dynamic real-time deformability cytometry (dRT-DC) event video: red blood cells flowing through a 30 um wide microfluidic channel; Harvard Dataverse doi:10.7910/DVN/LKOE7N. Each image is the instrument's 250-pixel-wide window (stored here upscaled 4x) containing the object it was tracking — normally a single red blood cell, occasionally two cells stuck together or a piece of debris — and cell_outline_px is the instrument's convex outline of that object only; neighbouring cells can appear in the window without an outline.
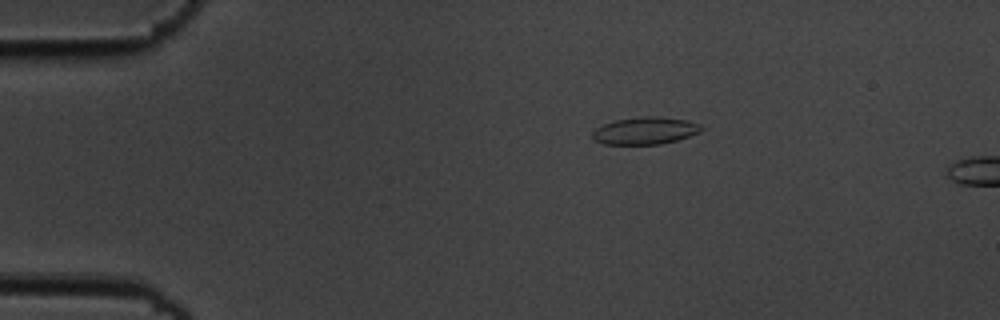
{"species": "common noctule bat (a hibernating species)", "species_latin": "Nyctalus noctula", "temperature_condition": "cold", "stored_images_in_passage": 5, "camera_frame_rate_fps": 3000, "um_per_image_px": 0.085, "animal": {"sex": "male", "body_mass_g": 19.5, "forearm_length_mm": 54.6}, "frame": {"image": 1, "passage_image": 1, "time_ms": 0.0, "image_size_px": [1000, 320], "cell_outline_px": [[704, 128], [700, 132], [676, 140], [660, 144], [604, 144], [592, 140], [592, 132], [596, 128], [604, 124], [616, 120], [644, 116], [656, 116], [688, 120], [700, 124]], "centroid_in_image_um": [54.83, 11.11], "position_along_channel_um": 30.2, "area_um2": 17.28}}